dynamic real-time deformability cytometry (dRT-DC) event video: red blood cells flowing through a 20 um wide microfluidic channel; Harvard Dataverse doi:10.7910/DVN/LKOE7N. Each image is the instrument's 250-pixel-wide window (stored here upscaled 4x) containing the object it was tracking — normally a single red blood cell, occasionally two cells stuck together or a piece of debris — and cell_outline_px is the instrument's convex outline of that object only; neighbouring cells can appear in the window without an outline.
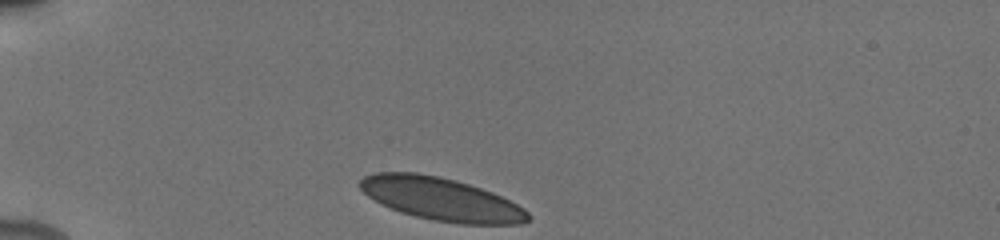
{"species": "human", "species_latin": "Homo sapiens", "temperature_condition": "cold", "stored_images_in_passage": 28, "camera_frame_rate_fps": 3000, "um_per_image_px": 0.085, "donor": {"sex": "male"}, "frame": {"image": 1, "passage_image": 1, "time_ms": 0.0, "image_size_px": [1000, 240], "cell_outline_px": [[532, 220], [520, 224], [460, 224], [432, 220], [400, 212], [380, 204], [368, 196], [360, 188], [360, 180], [364, 176], [376, 172], [416, 172], [440, 176], [456, 180], [492, 192], [524, 208], [532, 216]], "centroid_in_image_um": [37.51, 16.92], "position_along_channel_um": 47.5, "area_um2": 42.14}}
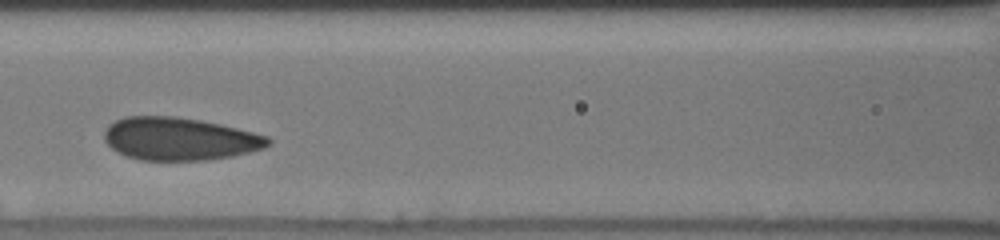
{"frame": {"image": 2, "passage_image": 17, "time_ms": 3.667, "image_size_px": [1000, 240], "cell_outline_px": [[272, 140], [264, 148], [232, 156], [208, 160], [140, 160], [124, 156], [112, 148], [104, 140], [104, 132], [108, 124], [124, 116], [172, 116], [200, 120], [220, 124], [268, 136]], "centroid_in_image_um": [15.22, 11.8], "position_along_channel_um": 151.4, "area_um2": 40.86}}
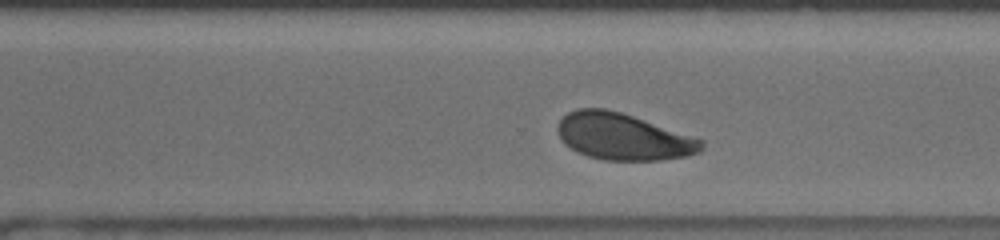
{"frame": {"image": 3, "passage_image": 27, "time_ms": 8.0, "image_size_px": [1000, 240], "cell_outline_px": [[704, 148], [700, 152], [688, 156], [660, 160], [604, 160], [588, 156], [576, 152], [564, 144], [556, 128], [560, 120], [568, 112], [576, 108], [608, 108], [704, 140]], "centroid_in_image_um": [52.95, 11.62], "position_along_channel_um": 317.6, "area_um2": 39.07}}